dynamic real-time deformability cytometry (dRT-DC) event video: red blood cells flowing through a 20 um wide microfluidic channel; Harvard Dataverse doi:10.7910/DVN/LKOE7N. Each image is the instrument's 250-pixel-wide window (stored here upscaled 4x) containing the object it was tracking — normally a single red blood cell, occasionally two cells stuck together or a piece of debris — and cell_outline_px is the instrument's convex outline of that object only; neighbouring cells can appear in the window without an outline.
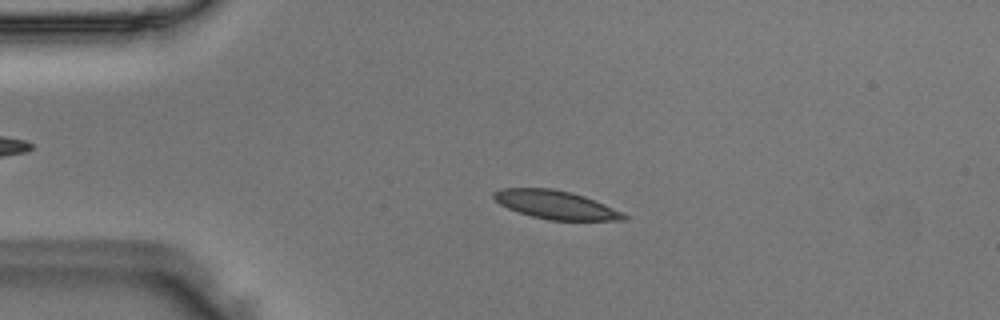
{"species": "Egyptian fruit bat (a non-hibernating species)", "species_latin": "Rousettus aegyptiacus", "temperature_condition": "room temperature", "stored_images_in_passage": 51, "camera_frame_rate_fps": 3000, "um_per_image_px": 0.085, "animal": {"sex": "male"}, "frame": {"image": 1, "passage_image": 11, "time_ms": 3.333, "image_size_px": [1000, 320], "cell_outline_px": [[628, 220], [548, 220], [532, 216], [508, 208], [500, 204], [492, 196], [492, 192], [500, 188], [552, 188], [572, 192], [584, 196], [624, 212], [628, 216]], "centroid_in_image_um": [47.25, 17.4], "position_along_channel_um": 37.8, "area_um2": 21.56}}
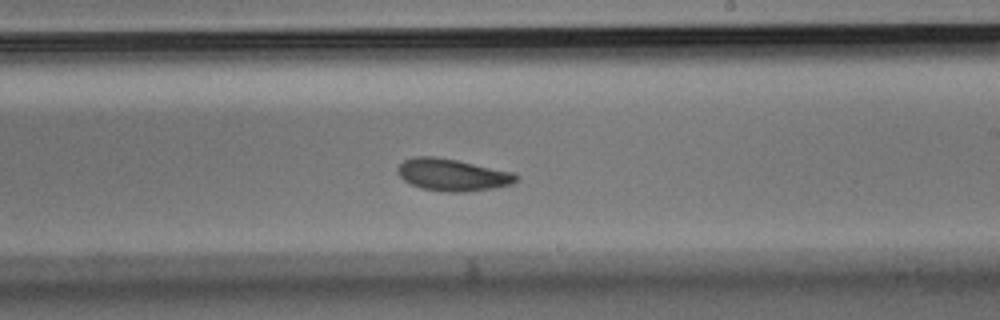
{"frame": {"image": 2, "passage_image": 30, "time_ms": 9.667, "image_size_px": [1000, 320], "cell_outline_px": [[520, 176], [512, 184], [496, 188], [468, 192], [448, 192], [420, 188], [404, 180], [396, 172], [396, 168], [404, 160], [412, 156], [432, 156], [456, 160], [516, 172]], "centroid_in_image_um": [38.48, 14.86], "position_along_channel_um": 250.5, "area_um2": 22.43}}
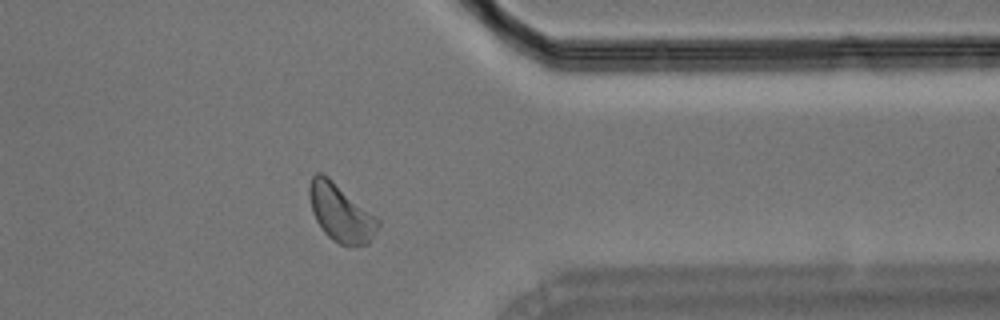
{"frame": {"image": 3, "passage_image": 41, "time_ms": 13.333, "image_size_px": [1000, 320], "cell_outline_px": [[380, 224], [376, 232], [368, 244], [340, 244], [332, 240], [324, 232], [316, 220], [312, 212], [308, 196], [308, 184], [312, 176], [316, 172], [320, 172], [328, 176], [376, 216], [380, 220]], "centroid_in_image_um": [28.93, 18.05], "position_along_channel_um": 382.5, "area_um2": 23.0}}